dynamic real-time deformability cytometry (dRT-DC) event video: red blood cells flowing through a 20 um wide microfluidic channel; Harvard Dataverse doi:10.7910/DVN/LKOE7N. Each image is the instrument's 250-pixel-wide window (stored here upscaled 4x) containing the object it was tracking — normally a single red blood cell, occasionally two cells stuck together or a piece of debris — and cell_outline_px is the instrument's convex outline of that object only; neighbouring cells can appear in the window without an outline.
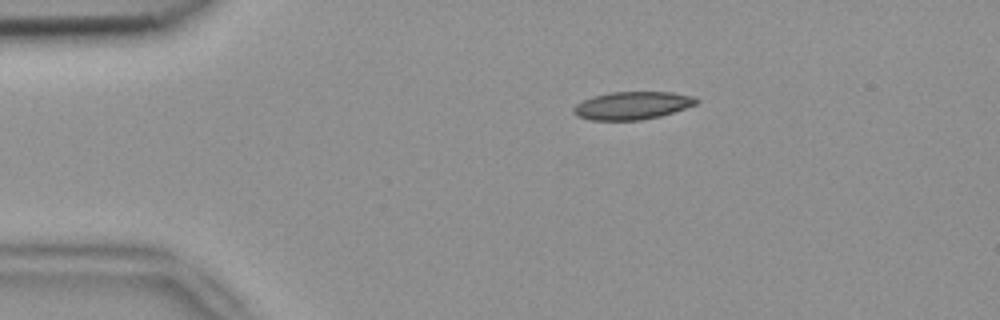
{"species": "common noctule bat (a hibernating species)", "species_latin": "Nyctalus noctula", "temperature_condition": "room temperature", "stored_images_in_passage": 4, "camera_frame_rate_fps": 3000, "um_per_image_px": 0.085, "animal": {"sex": "female", "body_mass_g": 18.4}, "frame": {"image": 1, "passage_image": 1, "time_ms": 0.0, "image_size_px": [1000, 320], "cell_outline_px": [[700, 100], [696, 104], [660, 116], [640, 120], [592, 120], [576, 116], [572, 112], [572, 108], [576, 104], [592, 96], [612, 92], [672, 92], [696, 96]], "centroid_in_image_um": [53.74, 8.96], "position_along_channel_um": 31.3, "area_um2": 19.94}}